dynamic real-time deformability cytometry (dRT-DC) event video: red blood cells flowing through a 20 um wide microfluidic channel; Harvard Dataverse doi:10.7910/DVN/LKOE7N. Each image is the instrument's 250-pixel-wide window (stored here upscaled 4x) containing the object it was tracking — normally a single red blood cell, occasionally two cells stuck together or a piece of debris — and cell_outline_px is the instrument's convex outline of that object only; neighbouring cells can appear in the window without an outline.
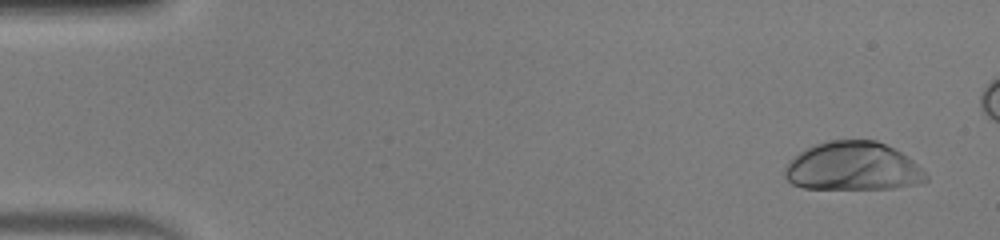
{"species": "human", "species_latin": "Homo sapiens", "temperature_condition": "warm", "stored_images_in_passage": 45, "camera_frame_rate_fps": 3000, "um_per_image_px": 0.085, "donor": {"sex": "male"}, "frame": {"image": 1, "passage_image": 2, "time_ms": 0.333, "image_size_px": [1000, 240], "cell_outline_px": [[928, 180], [916, 184], [892, 188], [804, 188], [792, 184], [784, 176], [784, 168], [800, 152], [816, 144], [828, 140], [876, 140], [900, 152], [912, 160], [928, 176]], "centroid_in_image_um": [72.49, 14.15], "position_along_channel_um": 12.5, "area_um2": 39.36}}
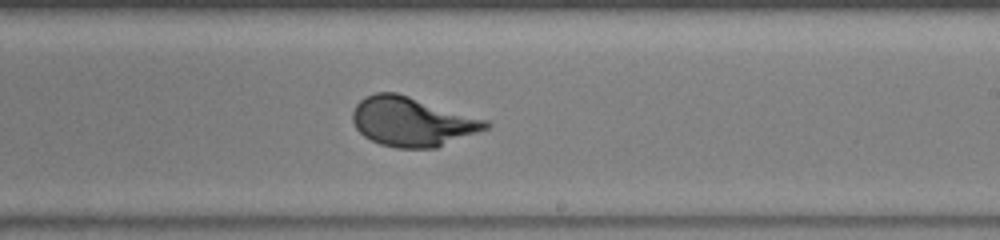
{"frame": {"image": 2, "passage_image": 29, "time_ms": 9.333, "image_size_px": [1000, 240], "cell_outline_px": [[492, 124], [488, 128], [436, 148], [396, 148], [380, 144], [364, 136], [356, 128], [352, 120], [352, 112], [356, 104], [364, 96], [376, 92], [396, 92], [488, 120]], "centroid_in_image_um": [35.02, 10.34], "position_along_channel_um": 254.0, "area_um2": 38.21}}
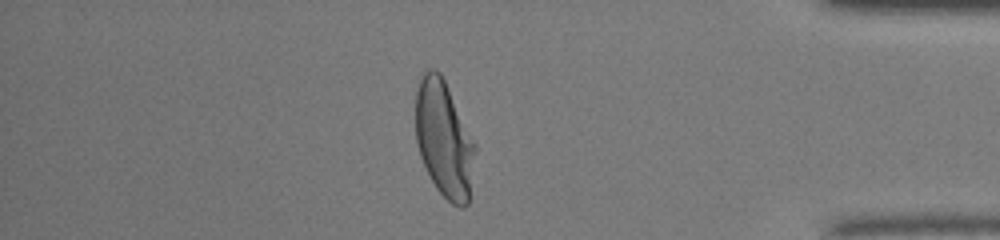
{"frame": {"image": 3, "passage_image": 42, "time_ms": 13.667, "image_size_px": [1000, 240], "cell_outline_px": [[476, 152], [468, 204], [464, 208], [460, 208], [452, 204], [436, 188], [420, 156], [416, 140], [416, 92], [420, 80], [424, 72], [428, 68], [436, 68], [440, 72], [476, 144]], "centroid_in_image_um": [37.75, 11.84], "position_along_channel_um": 397.4, "area_um2": 40.23}}